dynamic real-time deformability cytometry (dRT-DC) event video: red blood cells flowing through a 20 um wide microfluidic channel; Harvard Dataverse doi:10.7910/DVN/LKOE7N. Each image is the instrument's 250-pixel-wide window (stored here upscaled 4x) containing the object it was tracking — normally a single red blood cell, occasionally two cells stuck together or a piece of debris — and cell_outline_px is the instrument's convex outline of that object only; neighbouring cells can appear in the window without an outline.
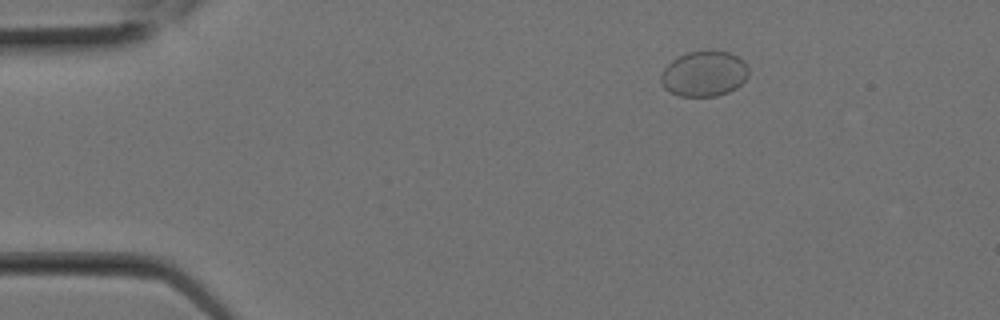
{"species": "Egyptian fruit bat (a non-hibernating species)", "species_latin": "Rousettus aegyptiacus", "temperature_condition": "room temperature", "stored_images_in_passage": 2, "segment_of_instrument_passage": [2, 2], "camera_frame_rate_fps": 3000, "um_per_image_px": 0.085, "animal": {"sex": "female"}, "frame": {"image": 1, "passage_image": 2, "time_ms": 0.333, "image_size_px": [1000, 320], "cell_outline_px": [[748, 76], [736, 88], [728, 92], [716, 96], [680, 96], [668, 92], [660, 84], [660, 76], [664, 68], [672, 60], [688, 52], [708, 48], [712, 48], [732, 52], [744, 60], [748, 68]], "centroid_in_image_um": [59.85, 6.23], "position_along_channel_um": 25.1, "area_um2": 23.87}}